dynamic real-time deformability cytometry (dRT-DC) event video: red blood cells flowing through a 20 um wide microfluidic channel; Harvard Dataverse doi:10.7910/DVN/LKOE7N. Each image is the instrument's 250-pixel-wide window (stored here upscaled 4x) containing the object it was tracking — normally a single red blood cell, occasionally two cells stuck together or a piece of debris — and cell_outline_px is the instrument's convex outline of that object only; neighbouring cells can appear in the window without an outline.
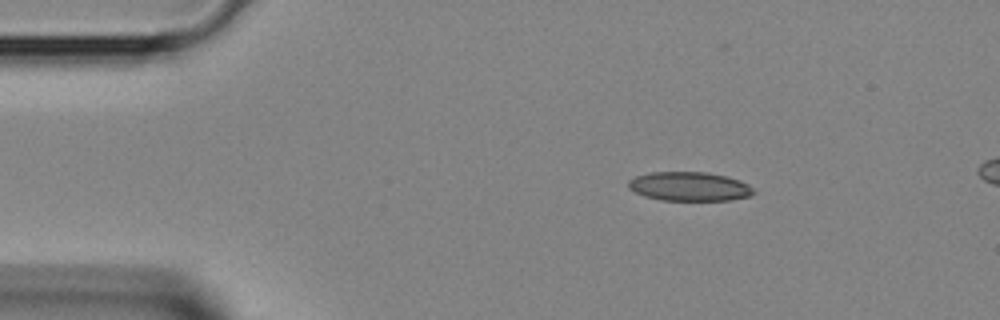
{"species": "Egyptian fruit bat (a non-hibernating species)", "species_latin": "Rousettus aegyptiacus", "temperature_condition": "room temperature", "stored_images_in_passage": 2, "camera_frame_rate_fps": 3000, "um_per_image_px": 0.085, "animal": {"sex": "female"}, "frame": {"image": 1, "passage_image": 2, "time_ms": 0.333, "image_size_px": [1000, 320], "cell_outline_px": [[756, 192], [752, 196], [728, 200], [660, 200], [644, 196], [628, 188], [628, 180], [636, 176], [648, 172], [708, 172], [740, 180], [748, 184]], "centroid_in_image_um": [58.59, 15.85], "position_along_channel_um": 26.4, "area_um2": 21.27}}